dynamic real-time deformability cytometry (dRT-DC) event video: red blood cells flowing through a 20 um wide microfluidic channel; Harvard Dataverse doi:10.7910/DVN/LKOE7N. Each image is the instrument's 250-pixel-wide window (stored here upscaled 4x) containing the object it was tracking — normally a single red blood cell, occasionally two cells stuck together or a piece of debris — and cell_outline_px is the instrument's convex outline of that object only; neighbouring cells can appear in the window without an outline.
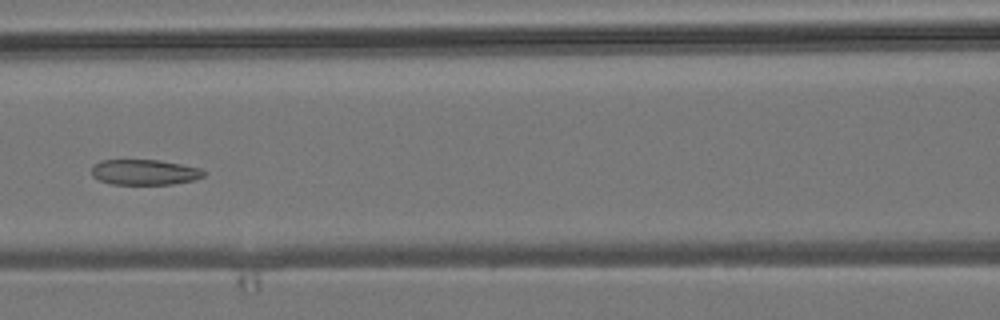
{"species": "common noctule bat (a hibernating species)", "species_latin": "Nyctalus noctula", "temperature_condition": "room temperature", "stored_images_in_passage": 6, "camera_frame_rate_fps": 3000, "um_per_image_px": 0.085, "animal": {"sex": "male", "body_mass_g": 19.2, "forearm_length_mm": 51.8}, "frame": {"image": 1, "passage_image": 6, "time_ms": 6.0, "image_size_px": [1000, 320], "cell_outline_px": [[204, 176], [192, 180], [172, 184], [112, 184], [100, 180], [92, 176], [92, 164], [100, 160], [160, 160], [200, 168], [204, 172]], "centroid_in_image_um": [12.24, 14.63], "position_along_channel_um": 154.4, "area_um2": 16.53}}